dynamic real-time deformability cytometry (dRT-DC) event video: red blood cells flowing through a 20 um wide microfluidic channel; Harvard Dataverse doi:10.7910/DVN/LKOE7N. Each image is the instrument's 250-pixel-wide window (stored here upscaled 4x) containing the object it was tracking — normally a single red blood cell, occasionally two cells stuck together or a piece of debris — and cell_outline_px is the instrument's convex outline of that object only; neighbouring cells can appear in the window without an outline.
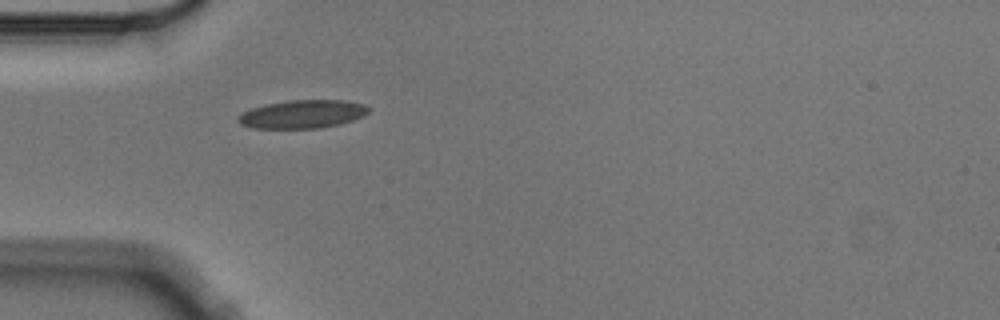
{"species": "Egyptian fruit bat (a non-hibernating species)", "species_latin": "Rousettus aegyptiacus", "temperature_condition": "cold", "stored_images_in_passage": 1, "camera_frame_rate_fps": 3000, "um_per_image_px": 0.085, "animal": {"sex": "male"}, "frame": {"image": 1, "passage_image": 1, "time_ms": 0.0, "image_size_px": [1000, 320], "cell_outline_px": [[372, 108], [364, 116], [340, 124], [320, 128], [252, 128], [240, 124], [236, 120], [236, 116], [252, 108], [268, 104], [288, 100], [344, 100], [364, 104]], "centroid_in_image_um": [25.73, 9.7], "position_along_channel_um": 59.3, "area_um2": 21.56}}